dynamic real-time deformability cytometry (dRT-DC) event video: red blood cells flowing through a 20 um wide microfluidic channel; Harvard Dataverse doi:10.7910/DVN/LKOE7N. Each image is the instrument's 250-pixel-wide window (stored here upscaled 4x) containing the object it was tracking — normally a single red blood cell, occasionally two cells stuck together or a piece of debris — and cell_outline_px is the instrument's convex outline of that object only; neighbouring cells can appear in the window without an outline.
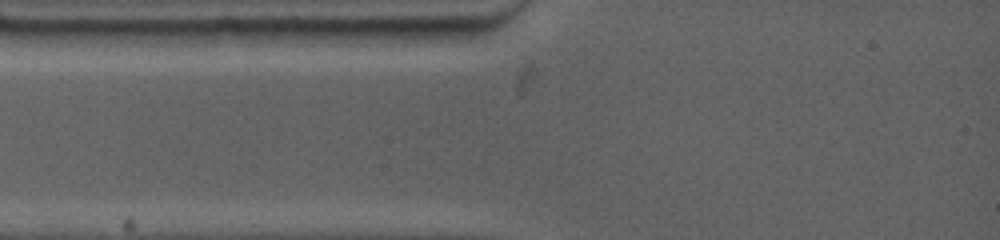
{"species": "common noctule bat (a hibernating species)", "species_latin": "Nyctalus noctula", "temperature_condition": "warm", "stored_images_in_passage": 2, "camera_frame_rate_fps": 4500, "um_per_image_px": 0.085, "animal": {"sex": "female", "body_mass_g": 19.0, "forearm_length_mm": 53.3}, "frame": {"image": 1, "passage_image": 1, "time_ms": 0.0, "image_size_px": [1000, 240], "cell_outline_px": [[248, 32], [236, 44], [212, 48], [168, 48], [144, 44], [136, 32], [204, 28], [240, 28]], "centroid_in_image_um": [16.41, 3.21], "position_along_channel_um": 68.6, "area_um2": 12.95}}